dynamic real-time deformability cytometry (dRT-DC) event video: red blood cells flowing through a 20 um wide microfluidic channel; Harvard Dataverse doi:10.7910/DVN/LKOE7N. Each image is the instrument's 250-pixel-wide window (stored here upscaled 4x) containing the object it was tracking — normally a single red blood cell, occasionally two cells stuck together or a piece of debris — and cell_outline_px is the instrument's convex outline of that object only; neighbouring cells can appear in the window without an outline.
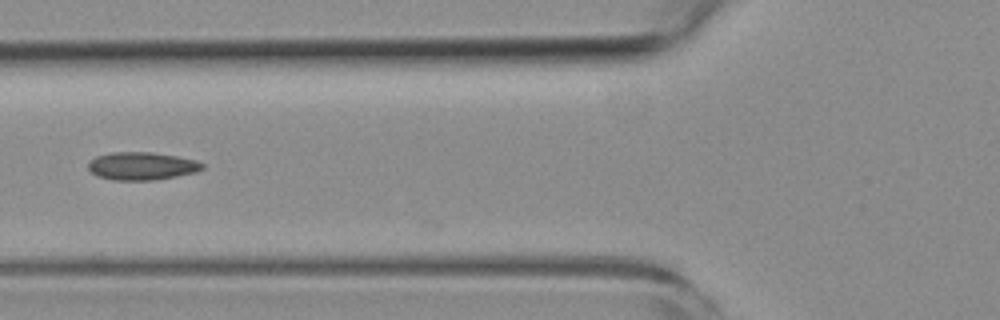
{"species": "common noctule bat (a hibernating species)", "species_latin": "Nyctalus noctula", "temperature_condition": "room temperature", "stored_images_in_passage": 5, "camera_frame_rate_fps": 3000, "um_per_image_px": 0.085, "animal": {"sex": "female", "body_mass_g": 19.3, "forearm_length_mm": 54.1}, "frame": {"image": 1, "passage_image": 4, "time_ms": 1.0, "image_size_px": [1000, 320], "cell_outline_px": [[204, 168], [196, 172], [176, 176], [152, 180], [112, 180], [96, 176], [88, 168], [88, 160], [96, 156], [112, 152], [152, 152], [176, 156], [196, 160], [204, 164]], "centroid_in_image_um": [12.02, 14.11], "position_along_channel_um": 113.8, "area_um2": 18.61}}